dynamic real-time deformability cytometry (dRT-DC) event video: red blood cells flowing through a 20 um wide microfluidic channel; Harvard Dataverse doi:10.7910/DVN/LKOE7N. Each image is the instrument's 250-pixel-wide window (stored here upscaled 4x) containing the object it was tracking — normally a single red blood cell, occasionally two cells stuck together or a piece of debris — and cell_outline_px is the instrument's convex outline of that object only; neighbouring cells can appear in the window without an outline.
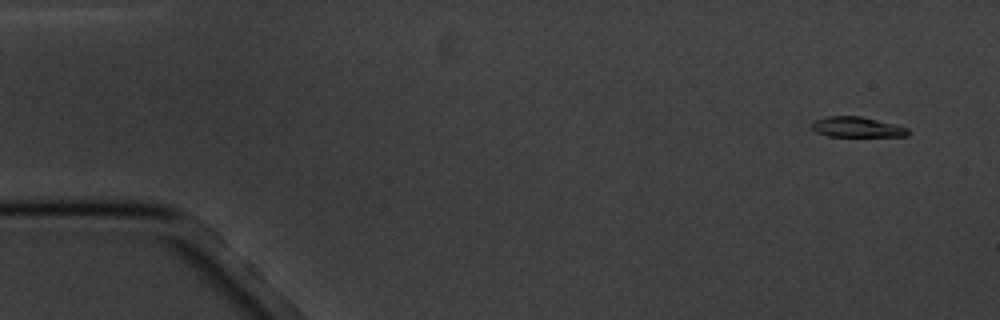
{"species": "common noctule bat (a hibernating species)", "species_latin": "Nyctalus noctula", "temperature_condition": "cold", "stored_images_in_passage": 10, "camera_frame_rate_fps": 3000, "um_per_image_px": 0.085, "animal": {"sex": "male", "body_mass_g": 20.1, "forearm_length_mm": 53.5}, "frame": {"image": 1, "passage_image": 2, "time_ms": 1.0, "image_size_px": [1000, 320], "cell_outline_px": [[908, 136], [828, 136], [816, 132], [808, 124], [812, 120], [824, 116], [860, 116], [896, 124], [908, 128]], "centroid_in_image_um": [72.77, 10.79], "position_along_channel_um": 12.2, "area_um2": 11.56}}
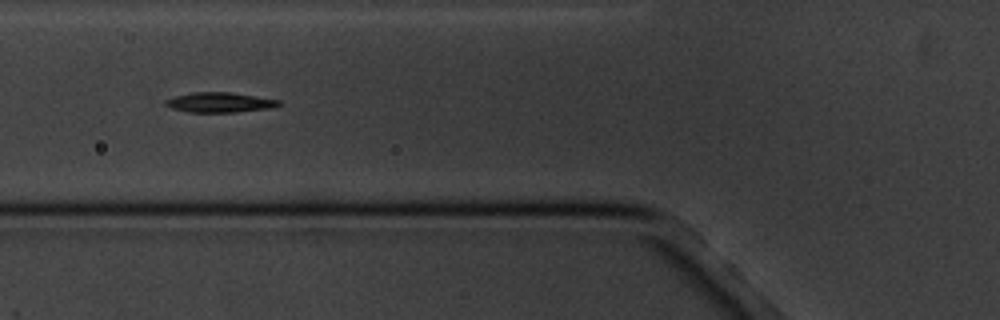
{"frame": {"image": 2, "passage_image": 7, "time_ms": 7.0, "image_size_px": [1000, 320], "cell_outline_px": [[280, 104], [276, 108], [236, 112], [188, 112], [172, 108], [164, 104], [164, 100], [176, 96], [192, 92], [228, 92], [280, 100]], "centroid_in_image_um": [18.69, 8.71], "position_along_channel_um": 107.1, "area_um2": 13.18}}
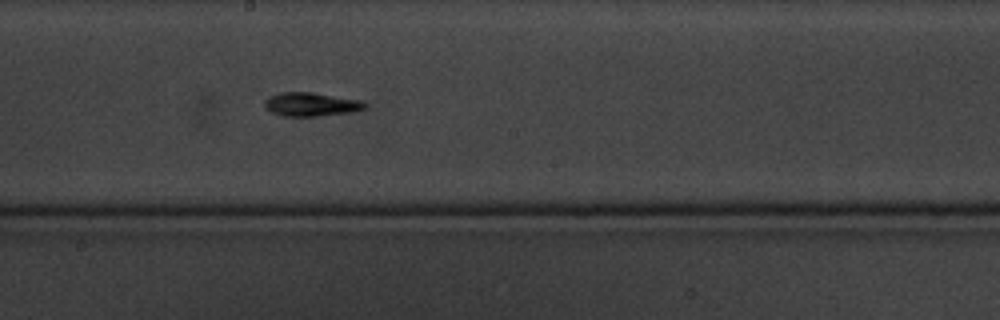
{"frame": {"image": 3, "passage_image": 10, "time_ms": 10.333, "image_size_px": [1000, 320], "cell_outline_px": [[368, 104], [364, 108], [348, 112], [320, 116], [284, 116], [272, 112], [264, 108], [264, 100], [268, 96], [280, 92], [312, 92], [364, 100]], "centroid_in_image_um": [26.42, 8.85], "position_along_channel_um": 221.8, "area_um2": 13.99}}